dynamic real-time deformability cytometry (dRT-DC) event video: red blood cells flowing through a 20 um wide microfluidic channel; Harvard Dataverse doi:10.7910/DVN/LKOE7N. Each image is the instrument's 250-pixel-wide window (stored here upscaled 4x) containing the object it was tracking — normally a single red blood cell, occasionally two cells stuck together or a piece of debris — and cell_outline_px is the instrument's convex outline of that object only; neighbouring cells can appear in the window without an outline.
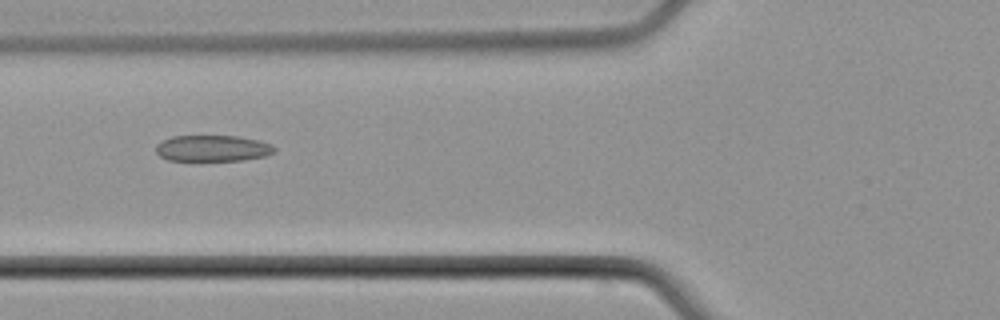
{"species": "common noctule bat (a hibernating species)", "species_latin": "Nyctalus noctula", "temperature_condition": "cold", "stored_images_in_passage": 4, "camera_frame_rate_fps": 3000, "um_per_image_px": 0.085, "animal": {"sex": "male", "body_mass_g": 21.5, "forearm_length_mm": 52.0}, "frame": {"image": 1, "passage_image": 3, "time_ms": 2.667, "image_size_px": [1000, 320], "cell_outline_px": [[276, 148], [272, 152], [264, 156], [244, 160], [168, 160], [160, 156], [156, 152], [156, 144], [160, 140], [172, 136], [236, 136], [260, 140], [272, 144]], "centroid_in_image_um": [18.04, 12.59], "position_along_channel_um": 107.8, "area_um2": 18.09}}
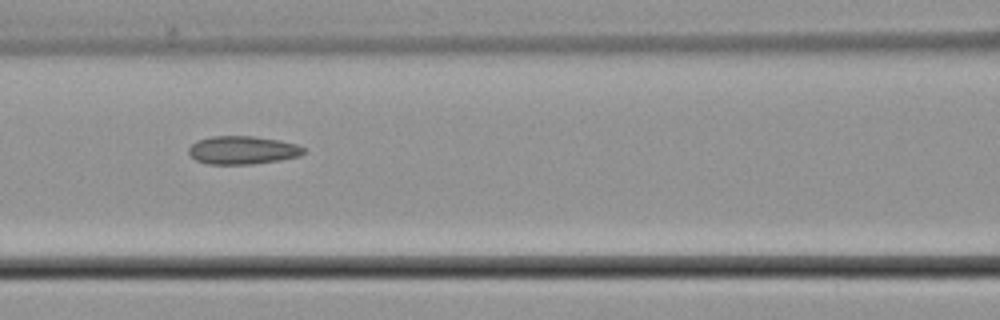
{"frame": {"image": 2, "passage_image": 4, "time_ms": 3.667, "image_size_px": [1000, 320], "cell_outline_px": [[304, 152], [300, 156], [280, 160], [252, 164], [208, 164], [196, 160], [188, 152], [188, 148], [196, 140], [212, 136], [252, 136], [280, 140], [296, 144], [304, 148]], "centroid_in_image_um": [20.61, 12.76], "position_along_channel_um": 146.0, "area_um2": 18.9}}